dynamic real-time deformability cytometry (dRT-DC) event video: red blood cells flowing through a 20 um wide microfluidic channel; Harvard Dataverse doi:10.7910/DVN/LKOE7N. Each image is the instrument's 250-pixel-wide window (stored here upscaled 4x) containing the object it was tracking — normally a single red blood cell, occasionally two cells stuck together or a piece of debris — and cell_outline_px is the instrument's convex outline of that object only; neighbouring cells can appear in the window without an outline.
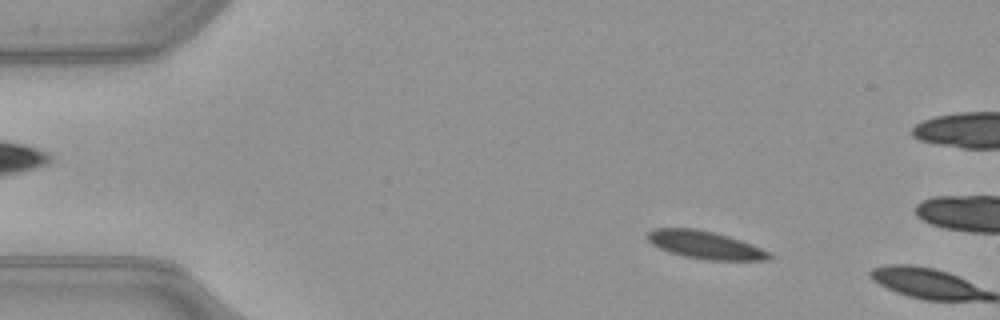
{"species": "common noctule bat (a hibernating species)", "species_latin": "Nyctalus noctula", "temperature_condition": "warm", "stored_images_in_passage": 5, "camera_frame_rate_fps": 3000, "um_per_image_px": 0.085, "animal": {"sex": "female", "body_mass_g": 21.9}, "frame": {"image": 1, "passage_image": 4, "time_ms": 1.0, "image_size_px": [1000, 320], "cell_outline_px": [[772, 256], [768, 260], [704, 260], [684, 256], [668, 252], [652, 244], [644, 236], [652, 228], [696, 228], [728, 236], [752, 244], [768, 252]], "centroid_in_image_um": [59.88, 20.81], "position_along_channel_um": 25.1, "area_um2": 19.71}}